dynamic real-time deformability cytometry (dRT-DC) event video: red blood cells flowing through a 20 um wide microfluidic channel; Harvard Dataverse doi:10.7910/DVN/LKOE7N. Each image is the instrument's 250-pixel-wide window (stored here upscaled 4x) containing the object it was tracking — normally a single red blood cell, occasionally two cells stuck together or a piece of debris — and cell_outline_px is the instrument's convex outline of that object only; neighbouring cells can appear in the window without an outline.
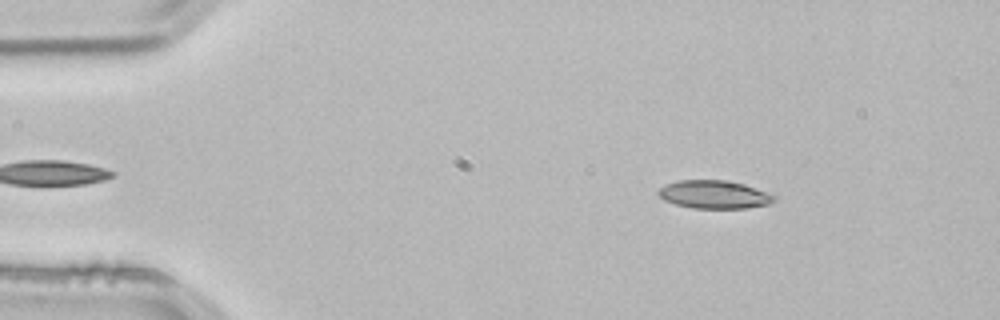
{"species": "common noctule bat (a hibernating species)", "species_latin": "Nyctalus noctula", "temperature_condition": "room temperature", "stored_images_in_passage": 52, "camera_frame_rate_fps": 3000, "um_per_image_px": 0.085, "animal": {"sex": "male", "body_mass_g": 21.5, "forearm_length_mm": 52.0}, "frame": {"image": 1, "passage_image": 7, "time_ms": 2.0, "image_size_px": [1000, 320], "cell_outline_px": [[776, 200], [768, 204], [744, 208], [692, 208], [676, 204], [664, 200], [656, 192], [660, 188], [668, 184], [680, 180], [724, 180], [744, 184], [776, 196]], "centroid_in_image_um": [60.7, 16.53], "position_along_channel_um": 24.3, "area_um2": 18.73}}
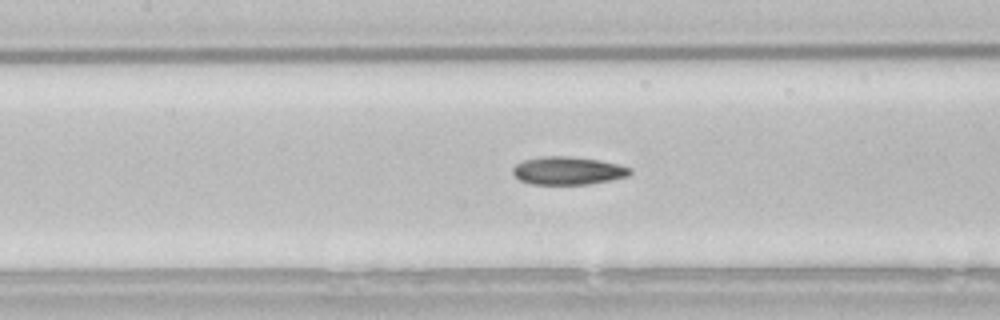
{"frame": {"image": 2, "passage_image": 23, "time_ms": 7.333, "image_size_px": [1000, 320], "cell_outline_px": [[632, 172], [628, 176], [588, 184], [532, 184], [520, 180], [512, 172], [512, 168], [516, 164], [524, 160], [544, 156], [568, 156], [600, 160], [632, 168]], "centroid_in_image_um": [48.27, 14.5], "position_along_channel_um": 159.1, "area_um2": 18.96}}
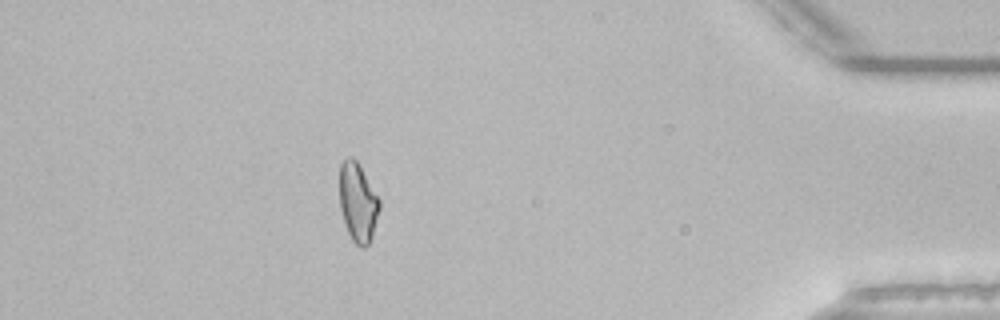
{"frame": {"image": 3, "passage_image": 46, "time_ms": 15.0, "image_size_px": [1000, 320], "cell_outline_px": [[380, 208], [372, 236], [368, 244], [364, 248], [360, 248], [352, 240], [348, 232], [340, 208], [340, 164], [348, 156], [352, 156], [356, 160], [380, 200]], "centroid_in_image_um": [30.42, 17.21], "position_along_channel_um": 404.8, "area_um2": 18.15}, "authors_computed_cell_mechanics": {"area_um2": 18.8139, "velocity_mm_per_s": 3.8511, "shape_relaxation_time_tau1_ms": null, "shape_relaxation_time_tau2_ms": 4.9972, "deformation_change_tau1": null, "deformation_change_tau2": 0.1202}}